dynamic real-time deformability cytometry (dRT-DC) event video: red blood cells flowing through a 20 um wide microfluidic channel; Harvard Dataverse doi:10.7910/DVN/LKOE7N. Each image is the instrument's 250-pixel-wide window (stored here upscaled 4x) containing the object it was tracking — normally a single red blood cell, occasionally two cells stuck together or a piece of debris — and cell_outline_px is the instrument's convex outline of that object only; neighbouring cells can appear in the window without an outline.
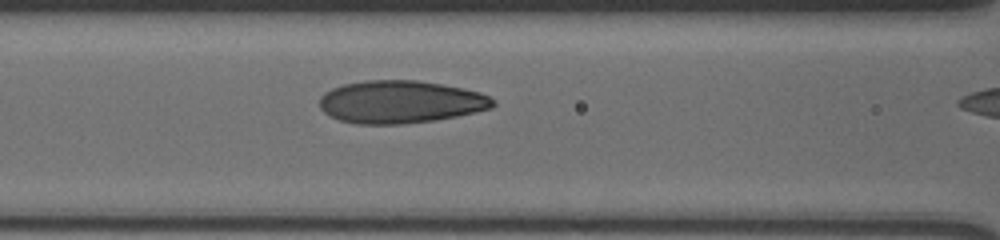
{"species": "human", "species_latin": "Homo sapiens", "temperature_condition": "cold", "stored_images_in_passage": 19, "camera_frame_rate_fps": 3000, "um_per_image_px": 0.085, "donor": {"sex": "male"}, "frame": {"image": 1, "passage_image": 12, "time_ms": 3.667, "image_size_px": [1000, 240], "cell_outline_px": [[496, 104], [492, 108], [476, 112], [436, 120], [400, 124], [356, 124], [340, 120], [324, 112], [320, 108], [320, 96], [324, 92], [332, 88], [344, 84], [364, 80], [416, 80], [464, 88], [480, 92], [496, 100]], "centroid_in_image_um": [34.05, 8.66], "position_along_channel_um": 132.5, "area_um2": 43.23}}
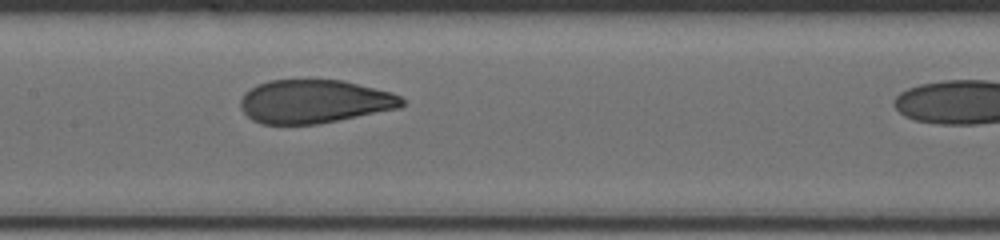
{"frame": {"image": 2, "passage_image": 15, "time_ms": 4.667, "image_size_px": [1000, 240], "cell_outline_px": [[404, 104], [400, 108], [316, 124], [260, 124], [252, 120], [240, 108], [240, 100], [244, 92], [256, 84], [268, 80], [344, 80], [392, 92], [400, 96], [404, 100]], "centroid_in_image_um": [26.7, 8.62], "position_along_channel_um": 180.7, "area_um2": 41.04}}
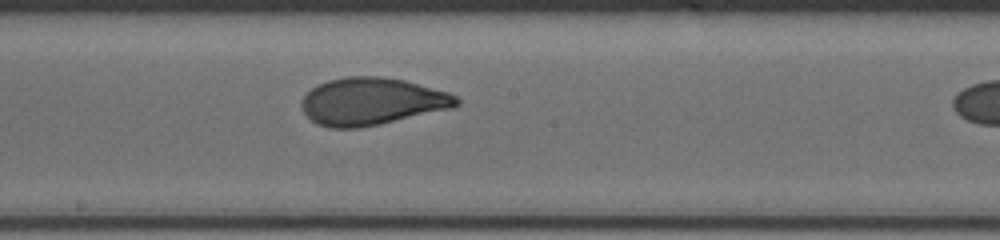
{"frame": {"image": 3, "passage_image": 18, "time_ms": 5.667, "image_size_px": [1000, 240], "cell_outline_px": [[460, 104], [452, 108], [380, 124], [360, 128], [332, 128], [316, 124], [304, 112], [300, 104], [304, 96], [312, 88], [328, 80], [348, 76], [380, 76], [404, 80], [448, 92], [456, 96], [460, 100]], "centroid_in_image_um": [31.6, 8.62], "position_along_channel_um": 216.6, "area_um2": 42.6}}